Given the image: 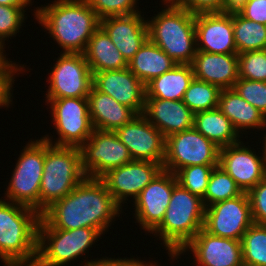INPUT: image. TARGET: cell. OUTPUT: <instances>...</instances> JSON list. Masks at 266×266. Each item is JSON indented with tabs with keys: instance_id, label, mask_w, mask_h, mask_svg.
<instances>
[{
	"instance_id": "6da1fadb",
	"label": "cell",
	"mask_w": 266,
	"mask_h": 266,
	"mask_svg": "<svg viewBox=\"0 0 266 266\" xmlns=\"http://www.w3.org/2000/svg\"><path fill=\"white\" fill-rule=\"evenodd\" d=\"M122 211L101 178L86 176L69 194L46 208L41 218L54 229L87 227L105 234Z\"/></svg>"
},
{
	"instance_id": "7a4b0ae2",
	"label": "cell",
	"mask_w": 266,
	"mask_h": 266,
	"mask_svg": "<svg viewBox=\"0 0 266 266\" xmlns=\"http://www.w3.org/2000/svg\"><path fill=\"white\" fill-rule=\"evenodd\" d=\"M34 19L62 48L61 53L83 54L100 19L86 0H55L37 6Z\"/></svg>"
},
{
	"instance_id": "3957f363",
	"label": "cell",
	"mask_w": 266,
	"mask_h": 266,
	"mask_svg": "<svg viewBox=\"0 0 266 266\" xmlns=\"http://www.w3.org/2000/svg\"><path fill=\"white\" fill-rule=\"evenodd\" d=\"M41 214L0 198V260L4 266H35Z\"/></svg>"
},
{
	"instance_id": "277c9868",
	"label": "cell",
	"mask_w": 266,
	"mask_h": 266,
	"mask_svg": "<svg viewBox=\"0 0 266 266\" xmlns=\"http://www.w3.org/2000/svg\"><path fill=\"white\" fill-rule=\"evenodd\" d=\"M164 9L147 18L148 39L177 64H191L196 54L195 14L173 0H162Z\"/></svg>"
},
{
	"instance_id": "5b68a950",
	"label": "cell",
	"mask_w": 266,
	"mask_h": 266,
	"mask_svg": "<svg viewBox=\"0 0 266 266\" xmlns=\"http://www.w3.org/2000/svg\"><path fill=\"white\" fill-rule=\"evenodd\" d=\"M204 215L202 199L177 183L162 222L150 234L158 236L174 258L203 228Z\"/></svg>"
},
{
	"instance_id": "8992f818",
	"label": "cell",
	"mask_w": 266,
	"mask_h": 266,
	"mask_svg": "<svg viewBox=\"0 0 266 266\" xmlns=\"http://www.w3.org/2000/svg\"><path fill=\"white\" fill-rule=\"evenodd\" d=\"M85 177L79 147L55 146L45 140L40 214L69 194Z\"/></svg>"
},
{
	"instance_id": "52a82bcc",
	"label": "cell",
	"mask_w": 266,
	"mask_h": 266,
	"mask_svg": "<svg viewBox=\"0 0 266 266\" xmlns=\"http://www.w3.org/2000/svg\"><path fill=\"white\" fill-rule=\"evenodd\" d=\"M94 228L54 229L42 218L38 225V253L35 266H66L84 256L101 238Z\"/></svg>"
},
{
	"instance_id": "ba28073f",
	"label": "cell",
	"mask_w": 266,
	"mask_h": 266,
	"mask_svg": "<svg viewBox=\"0 0 266 266\" xmlns=\"http://www.w3.org/2000/svg\"><path fill=\"white\" fill-rule=\"evenodd\" d=\"M6 186L5 200L35 209L40 213V186L45 161V140L31 139L22 148Z\"/></svg>"
},
{
	"instance_id": "9c48e42d",
	"label": "cell",
	"mask_w": 266,
	"mask_h": 266,
	"mask_svg": "<svg viewBox=\"0 0 266 266\" xmlns=\"http://www.w3.org/2000/svg\"><path fill=\"white\" fill-rule=\"evenodd\" d=\"M51 108V118L58 135H44L42 138L55 146L81 147L91 136L94 128L91 122L87 97L46 98Z\"/></svg>"
},
{
	"instance_id": "30bf717a",
	"label": "cell",
	"mask_w": 266,
	"mask_h": 266,
	"mask_svg": "<svg viewBox=\"0 0 266 266\" xmlns=\"http://www.w3.org/2000/svg\"><path fill=\"white\" fill-rule=\"evenodd\" d=\"M219 151L193 127L166 138L163 169L175 173L186 166L219 165Z\"/></svg>"
},
{
	"instance_id": "8fae6325",
	"label": "cell",
	"mask_w": 266,
	"mask_h": 266,
	"mask_svg": "<svg viewBox=\"0 0 266 266\" xmlns=\"http://www.w3.org/2000/svg\"><path fill=\"white\" fill-rule=\"evenodd\" d=\"M60 54L48 72L45 98L87 97L93 86V73L80 53Z\"/></svg>"
},
{
	"instance_id": "7c38bea8",
	"label": "cell",
	"mask_w": 266,
	"mask_h": 266,
	"mask_svg": "<svg viewBox=\"0 0 266 266\" xmlns=\"http://www.w3.org/2000/svg\"><path fill=\"white\" fill-rule=\"evenodd\" d=\"M80 151L82 169L92 178H101L109 170L133 161L128 148L112 131L94 129Z\"/></svg>"
},
{
	"instance_id": "4fadbf2b",
	"label": "cell",
	"mask_w": 266,
	"mask_h": 266,
	"mask_svg": "<svg viewBox=\"0 0 266 266\" xmlns=\"http://www.w3.org/2000/svg\"><path fill=\"white\" fill-rule=\"evenodd\" d=\"M252 224L247 192L205 207L203 229L212 235L241 241Z\"/></svg>"
},
{
	"instance_id": "5bb4252c",
	"label": "cell",
	"mask_w": 266,
	"mask_h": 266,
	"mask_svg": "<svg viewBox=\"0 0 266 266\" xmlns=\"http://www.w3.org/2000/svg\"><path fill=\"white\" fill-rule=\"evenodd\" d=\"M176 184L175 174L162 169L133 201L135 223L147 232L145 235L162 222Z\"/></svg>"
},
{
	"instance_id": "9a60e30c",
	"label": "cell",
	"mask_w": 266,
	"mask_h": 266,
	"mask_svg": "<svg viewBox=\"0 0 266 266\" xmlns=\"http://www.w3.org/2000/svg\"><path fill=\"white\" fill-rule=\"evenodd\" d=\"M162 169L160 163L133 160L109 170L101 179L114 201L122 208L127 200L133 202Z\"/></svg>"
},
{
	"instance_id": "2e32d148",
	"label": "cell",
	"mask_w": 266,
	"mask_h": 266,
	"mask_svg": "<svg viewBox=\"0 0 266 266\" xmlns=\"http://www.w3.org/2000/svg\"><path fill=\"white\" fill-rule=\"evenodd\" d=\"M243 142L221 148L219 166L234 179L242 192H248L266 177V160L262 149L258 154L254 147L252 149Z\"/></svg>"
},
{
	"instance_id": "e0dca14e",
	"label": "cell",
	"mask_w": 266,
	"mask_h": 266,
	"mask_svg": "<svg viewBox=\"0 0 266 266\" xmlns=\"http://www.w3.org/2000/svg\"><path fill=\"white\" fill-rule=\"evenodd\" d=\"M187 251L197 266H244L241 241L212 235L203 228L170 260L181 259Z\"/></svg>"
},
{
	"instance_id": "ac0fdd59",
	"label": "cell",
	"mask_w": 266,
	"mask_h": 266,
	"mask_svg": "<svg viewBox=\"0 0 266 266\" xmlns=\"http://www.w3.org/2000/svg\"><path fill=\"white\" fill-rule=\"evenodd\" d=\"M115 133L133 160L151 161L163 166L166 138L143 114H138Z\"/></svg>"
},
{
	"instance_id": "d6986e66",
	"label": "cell",
	"mask_w": 266,
	"mask_h": 266,
	"mask_svg": "<svg viewBox=\"0 0 266 266\" xmlns=\"http://www.w3.org/2000/svg\"><path fill=\"white\" fill-rule=\"evenodd\" d=\"M196 50L237 54L233 32V10L195 14Z\"/></svg>"
},
{
	"instance_id": "ffe728a7",
	"label": "cell",
	"mask_w": 266,
	"mask_h": 266,
	"mask_svg": "<svg viewBox=\"0 0 266 266\" xmlns=\"http://www.w3.org/2000/svg\"><path fill=\"white\" fill-rule=\"evenodd\" d=\"M93 73V86L100 92L113 97L120 104L143 114L146 87L129 68Z\"/></svg>"
},
{
	"instance_id": "44dd1931",
	"label": "cell",
	"mask_w": 266,
	"mask_h": 266,
	"mask_svg": "<svg viewBox=\"0 0 266 266\" xmlns=\"http://www.w3.org/2000/svg\"><path fill=\"white\" fill-rule=\"evenodd\" d=\"M142 12L123 16H111L100 20V26L113 44L129 62L148 39L146 19Z\"/></svg>"
},
{
	"instance_id": "7402d4cb",
	"label": "cell",
	"mask_w": 266,
	"mask_h": 266,
	"mask_svg": "<svg viewBox=\"0 0 266 266\" xmlns=\"http://www.w3.org/2000/svg\"><path fill=\"white\" fill-rule=\"evenodd\" d=\"M143 115L165 138L189 130L194 124V113L183 100L145 98Z\"/></svg>"
},
{
	"instance_id": "603a6c76",
	"label": "cell",
	"mask_w": 266,
	"mask_h": 266,
	"mask_svg": "<svg viewBox=\"0 0 266 266\" xmlns=\"http://www.w3.org/2000/svg\"><path fill=\"white\" fill-rule=\"evenodd\" d=\"M191 66L194 78L221 90L233 88L239 78L238 54L196 51Z\"/></svg>"
},
{
	"instance_id": "cb8c5ba5",
	"label": "cell",
	"mask_w": 266,
	"mask_h": 266,
	"mask_svg": "<svg viewBox=\"0 0 266 266\" xmlns=\"http://www.w3.org/2000/svg\"><path fill=\"white\" fill-rule=\"evenodd\" d=\"M87 100L91 122L96 130L115 132L138 115L133 109L120 104L113 97L98 91L94 86Z\"/></svg>"
},
{
	"instance_id": "d4e9b609",
	"label": "cell",
	"mask_w": 266,
	"mask_h": 266,
	"mask_svg": "<svg viewBox=\"0 0 266 266\" xmlns=\"http://www.w3.org/2000/svg\"><path fill=\"white\" fill-rule=\"evenodd\" d=\"M217 108L228 117L239 135L244 132L248 134L246 130L250 129L264 131L266 117L233 88L221 90Z\"/></svg>"
},
{
	"instance_id": "484cf974",
	"label": "cell",
	"mask_w": 266,
	"mask_h": 266,
	"mask_svg": "<svg viewBox=\"0 0 266 266\" xmlns=\"http://www.w3.org/2000/svg\"><path fill=\"white\" fill-rule=\"evenodd\" d=\"M83 55L92 72L120 70L128 67V62L101 26L89 39Z\"/></svg>"
},
{
	"instance_id": "4316f807",
	"label": "cell",
	"mask_w": 266,
	"mask_h": 266,
	"mask_svg": "<svg viewBox=\"0 0 266 266\" xmlns=\"http://www.w3.org/2000/svg\"><path fill=\"white\" fill-rule=\"evenodd\" d=\"M177 63L155 43L147 39L128 62L129 70L145 85L172 70Z\"/></svg>"
},
{
	"instance_id": "83f0119b",
	"label": "cell",
	"mask_w": 266,
	"mask_h": 266,
	"mask_svg": "<svg viewBox=\"0 0 266 266\" xmlns=\"http://www.w3.org/2000/svg\"><path fill=\"white\" fill-rule=\"evenodd\" d=\"M193 79L191 64H177L172 70L153 78L145 85V98L183 100Z\"/></svg>"
},
{
	"instance_id": "f1b7e54d",
	"label": "cell",
	"mask_w": 266,
	"mask_h": 266,
	"mask_svg": "<svg viewBox=\"0 0 266 266\" xmlns=\"http://www.w3.org/2000/svg\"><path fill=\"white\" fill-rule=\"evenodd\" d=\"M193 127L220 149L242 140V135L218 108L194 113Z\"/></svg>"
},
{
	"instance_id": "f546056e",
	"label": "cell",
	"mask_w": 266,
	"mask_h": 266,
	"mask_svg": "<svg viewBox=\"0 0 266 266\" xmlns=\"http://www.w3.org/2000/svg\"><path fill=\"white\" fill-rule=\"evenodd\" d=\"M233 32L237 54L266 50V25L248 20L233 10Z\"/></svg>"
},
{
	"instance_id": "4dcf8cb0",
	"label": "cell",
	"mask_w": 266,
	"mask_h": 266,
	"mask_svg": "<svg viewBox=\"0 0 266 266\" xmlns=\"http://www.w3.org/2000/svg\"><path fill=\"white\" fill-rule=\"evenodd\" d=\"M241 244L244 266H266V225L253 223L243 234Z\"/></svg>"
},
{
	"instance_id": "1f68e13d",
	"label": "cell",
	"mask_w": 266,
	"mask_h": 266,
	"mask_svg": "<svg viewBox=\"0 0 266 266\" xmlns=\"http://www.w3.org/2000/svg\"><path fill=\"white\" fill-rule=\"evenodd\" d=\"M221 89L194 78L185 91L183 103L193 112L212 110L218 107Z\"/></svg>"
},
{
	"instance_id": "d6a6232c",
	"label": "cell",
	"mask_w": 266,
	"mask_h": 266,
	"mask_svg": "<svg viewBox=\"0 0 266 266\" xmlns=\"http://www.w3.org/2000/svg\"><path fill=\"white\" fill-rule=\"evenodd\" d=\"M241 193L242 191L236 185L234 179L220 166H217L210 175L202 201L204 206L208 207L216 202L239 196Z\"/></svg>"
},
{
	"instance_id": "836d02e7",
	"label": "cell",
	"mask_w": 266,
	"mask_h": 266,
	"mask_svg": "<svg viewBox=\"0 0 266 266\" xmlns=\"http://www.w3.org/2000/svg\"><path fill=\"white\" fill-rule=\"evenodd\" d=\"M219 165H193L186 166L176 171L177 183L192 194L201 199L205 196L210 175L215 167Z\"/></svg>"
},
{
	"instance_id": "e575fe53",
	"label": "cell",
	"mask_w": 266,
	"mask_h": 266,
	"mask_svg": "<svg viewBox=\"0 0 266 266\" xmlns=\"http://www.w3.org/2000/svg\"><path fill=\"white\" fill-rule=\"evenodd\" d=\"M239 78L266 82V50L238 54Z\"/></svg>"
},
{
	"instance_id": "d590c367",
	"label": "cell",
	"mask_w": 266,
	"mask_h": 266,
	"mask_svg": "<svg viewBox=\"0 0 266 266\" xmlns=\"http://www.w3.org/2000/svg\"><path fill=\"white\" fill-rule=\"evenodd\" d=\"M22 7L0 5V46L5 49V40L15 37L20 32L27 18Z\"/></svg>"
},
{
	"instance_id": "8d00e7d4",
	"label": "cell",
	"mask_w": 266,
	"mask_h": 266,
	"mask_svg": "<svg viewBox=\"0 0 266 266\" xmlns=\"http://www.w3.org/2000/svg\"><path fill=\"white\" fill-rule=\"evenodd\" d=\"M233 89L266 117V82L238 78Z\"/></svg>"
},
{
	"instance_id": "74e56055",
	"label": "cell",
	"mask_w": 266,
	"mask_h": 266,
	"mask_svg": "<svg viewBox=\"0 0 266 266\" xmlns=\"http://www.w3.org/2000/svg\"><path fill=\"white\" fill-rule=\"evenodd\" d=\"M99 19L139 13V0H86Z\"/></svg>"
},
{
	"instance_id": "f35d334b",
	"label": "cell",
	"mask_w": 266,
	"mask_h": 266,
	"mask_svg": "<svg viewBox=\"0 0 266 266\" xmlns=\"http://www.w3.org/2000/svg\"><path fill=\"white\" fill-rule=\"evenodd\" d=\"M22 72H26L24 64L18 65L11 59L0 67V109L9 108L12 105L14 78Z\"/></svg>"
},
{
	"instance_id": "ab89813d",
	"label": "cell",
	"mask_w": 266,
	"mask_h": 266,
	"mask_svg": "<svg viewBox=\"0 0 266 266\" xmlns=\"http://www.w3.org/2000/svg\"><path fill=\"white\" fill-rule=\"evenodd\" d=\"M253 223L266 225V177L247 192Z\"/></svg>"
},
{
	"instance_id": "60d3db41",
	"label": "cell",
	"mask_w": 266,
	"mask_h": 266,
	"mask_svg": "<svg viewBox=\"0 0 266 266\" xmlns=\"http://www.w3.org/2000/svg\"><path fill=\"white\" fill-rule=\"evenodd\" d=\"M193 14L227 11L225 0H173Z\"/></svg>"
},
{
	"instance_id": "b9f144b4",
	"label": "cell",
	"mask_w": 266,
	"mask_h": 266,
	"mask_svg": "<svg viewBox=\"0 0 266 266\" xmlns=\"http://www.w3.org/2000/svg\"><path fill=\"white\" fill-rule=\"evenodd\" d=\"M235 10L248 20L266 25V0H246Z\"/></svg>"
},
{
	"instance_id": "7bdbcfd3",
	"label": "cell",
	"mask_w": 266,
	"mask_h": 266,
	"mask_svg": "<svg viewBox=\"0 0 266 266\" xmlns=\"http://www.w3.org/2000/svg\"><path fill=\"white\" fill-rule=\"evenodd\" d=\"M85 264H84V263ZM146 261L142 259L132 258H112V257H101V259H91L90 261H81V266H142Z\"/></svg>"
},
{
	"instance_id": "ee69618b",
	"label": "cell",
	"mask_w": 266,
	"mask_h": 266,
	"mask_svg": "<svg viewBox=\"0 0 266 266\" xmlns=\"http://www.w3.org/2000/svg\"><path fill=\"white\" fill-rule=\"evenodd\" d=\"M30 4L32 5V0H0V5L22 7L25 11Z\"/></svg>"
},
{
	"instance_id": "f6af8a7d",
	"label": "cell",
	"mask_w": 266,
	"mask_h": 266,
	"mask_svg": "<svg viewBox=\"0 0 266 266\" xmlns=\"http://www.w3.org/2000/svg\"><path fill=\"white\" fill-rule=\"evenodd\" d=\"M225 1H226L227 10H235L246 0H225Z\"/></svg>"
},
{
	"instance_id": "bcb514c9",
	"label": "cell",
	"mask_w": 266,
	"mask_h": 266,
	"mask_svg": "<svg viewBox=\"0 0 266 266\" xmlns=\"http://www.w3.org/2000/svg\"><path fill=\"white\" fill-rule=\"evenodd\" d=\"M6 50L0 46V67H2L9 59L6 57Z\"/></svg>"
},
{
	"instance_id": "7dc6e473",
	"label": "cell",
	"mask_w": 266,
	"mask_h": 266,
	"mask_svg": "<svg viewBox=\"0 0 266 266\" xmlns=\"http://www.w3.org/2000/svg\"><path fill=\"white\" fill-rule=\"evenodd\" d=\"M266 129V126H265V128H264V130ZM263 136H265V137H263V148H262V150H263V153H264V157H265V160H266V133L265 134H262Z\"/></svg>"
},
{
	"instance_id": "c3c4849f",
	"label": "cell",
	"mask_w": 266,
	"mask_h": 266,
	"mask_svg": "<svg viewBox=\"0 0 266 266\" xmlns=\"http://www.w3.org/2000/svg\"><path fill=\"white\" fill-rule=\"evenodd\" d=\"M142 266H158V263H156L155 261L154 263L146 261Z\"/></svg>"
}]
</instances>
